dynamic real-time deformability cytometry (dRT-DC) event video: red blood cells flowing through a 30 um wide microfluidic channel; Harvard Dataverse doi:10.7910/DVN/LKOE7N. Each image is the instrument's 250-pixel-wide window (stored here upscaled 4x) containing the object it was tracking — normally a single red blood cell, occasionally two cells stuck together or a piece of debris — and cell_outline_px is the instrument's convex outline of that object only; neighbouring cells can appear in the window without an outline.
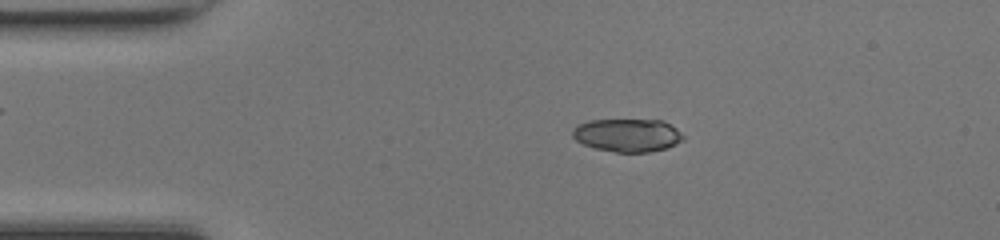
{"species": "common noctule bat (a hibernating species)", "species_latin": "Nyctalus noctula", "temperature_condition": "room temperature", "stored_images_in_passage": 48, "camera_frame_rate_fps": 3000, "um_per_image_px": 0.085, "animal": {"sex": "female", "body_mass_g": 17.0, "forearm_length_mm": 48.0}, "frame": {"image": 1, "passage_image": 9, "time_ms": 2.667, "image_size_px": [1000, 240], "cell_outline_px": [[684, 140], [668, 148], [648, 152], [616, 152], [596, 148], [584, 144], [576, 140], [572, 136], [572, 128], [576, 124], [588, 120], [664, 120], [676, 128], [684, 136]], "centroid_in_image_um": [53.33, 11.48], "position_along_channel_um": 31.7, "area_um2": 21.5}}
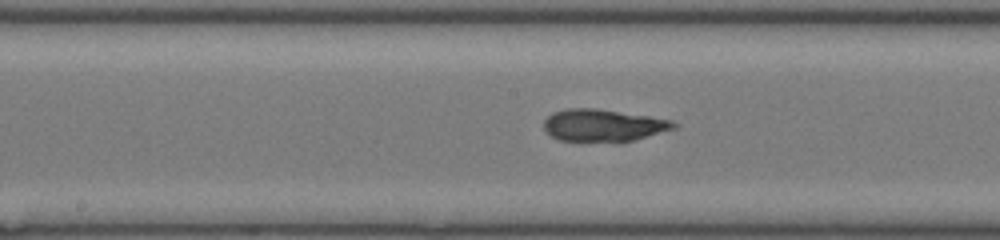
{"frame": {"image": 2, "passage_image": 24, "time_ms": 7.667, "image_size_px": [1000, 240], "cell_outline_px": [[680, 124], [676, 128], [632, 140], [560, 140], [552, 136], [544, 128], [544, 120], [552, 112], [568, 108], [596, 108], [648, 116], [672, 120]], "centroid_in_image_um": [51.28, 10.62], "position_along_channel_um": 196.9, "area_um2": 23.81}}
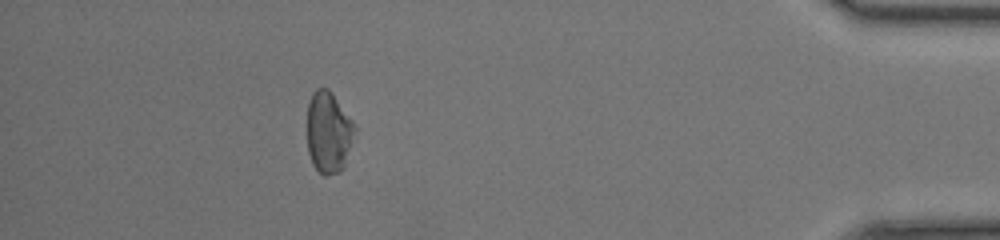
{"frame": {"image": 3, "passage_image": 43, "time_ms": 14.0, "image_size_px": [1000, 240], "cell_outline_px": [[356, 132], [344, 168], [340, 172], [324, 176], [312, 164], [308, 152], [308, 104], [312, 92], [316, 88], [328, 88], [332, 92], [352, 120], [356, 128]], "centroid_in_image_um": [27.94, 11.25], "position_along_channel_um": 407.3, "area_um2": 22.77}, "authors_computed_cell_mechanics": {"area_um2": 23.3512, "velocity_mm_per_s": 4.2326, "shape_relaxation_time_tau1_ms": null, "shape_relaxation_time_tau2_ms": 1.819, "deformation_change_tau1": null, "deformation_change_tau2": 0.0728}}